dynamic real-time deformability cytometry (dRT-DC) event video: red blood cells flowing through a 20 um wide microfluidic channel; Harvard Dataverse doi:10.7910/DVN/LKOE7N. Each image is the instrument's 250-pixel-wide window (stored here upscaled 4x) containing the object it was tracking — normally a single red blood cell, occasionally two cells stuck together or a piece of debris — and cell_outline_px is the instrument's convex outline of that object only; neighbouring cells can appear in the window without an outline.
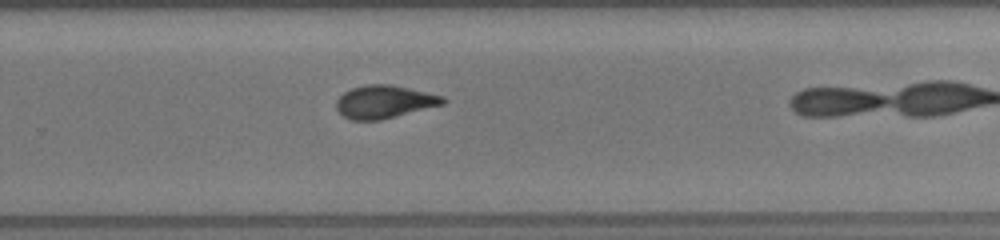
{"species": "common noctule bat (a hibernating species)", "species_latin": "Nyctalus noctula", "temperature_condition": "room temperature", "stored_images_in_passage": 32, "camera_frame_rate_fps": 3000, "um_per_image_px": 0.085, "animal": {"sex": "female", "body_mass_g": 19.5, "forearm_length_mm": 54.1}, "frame": {"image": 1, "passage_image": 22, "time_ms": 6.333, "image_size_px": [1000, 240], "cell_outline_px": [[448, 100], [444, 104], [380, 120], [352, 120], [344, 116], [336, 108], [336, 100], [344, 92], [352, 88], [368, 84], [392, 84], [444, 96]], "centroid_in_image_um": [32.69, 8.64], "position_along_channel_um": 297.1, "area_um2": 20.4}}